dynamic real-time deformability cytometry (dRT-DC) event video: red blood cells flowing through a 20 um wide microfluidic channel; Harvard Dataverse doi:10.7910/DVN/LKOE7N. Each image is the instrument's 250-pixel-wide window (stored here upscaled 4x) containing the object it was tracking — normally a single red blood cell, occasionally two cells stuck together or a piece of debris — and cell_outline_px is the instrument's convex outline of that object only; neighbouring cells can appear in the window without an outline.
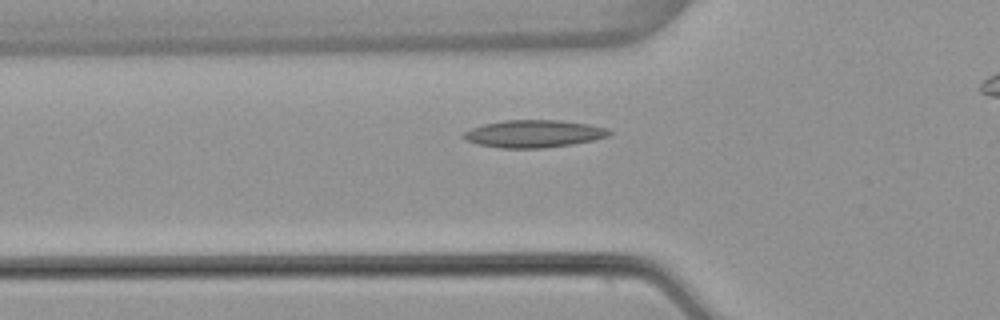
{"species": "common noctule bat (a hibernating species)", "species_latin": "Nyctalus noctula", "temperature_condition": "warm", "stored_images_in_passage": 39, "camera_frame_rate_fps": 3000, "um_per_image_px": 0.085, "animal": {"sex": "female", "body_mass_g": 22.7, "forearm_length_mm": 54.2}, "frame": {"image": 1, "passage_image": 13, "time_ms": 4.0, "image_size_px": [1000, 320], "cell_outline_px": [[612, 132], [608, 136], [592, 140], [572, 144], [544, 148], [500, 148], [480, 144], [464, 140], [460, 136], [464, 132], [472, 128], [484, 124], [504, 120], [560, 120], [588, 124], [608, 128]], "centroid_in_image_um": [45.36, 11.36], "position_along_channel_um": 80.4, "area_um2": 23.29}}
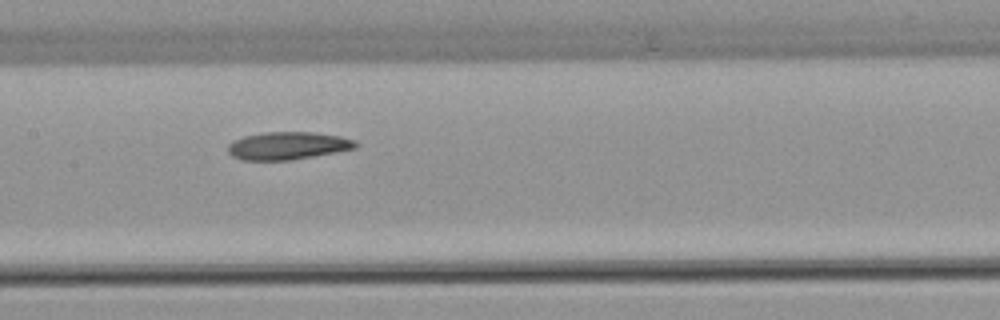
{"frame": {"image": 2, "passage_image": 21, "time_ms": 6.667, "image_size_px": [1000, 320], "cell_outline_px": [[360, 144], [356, 148], [336, 152], [292, 160], [240, 160], [232, 156], [228, 152], [228, 144], [232, 140], [244, 136], [264, 132], [312, 132], [340, 136], [356, 140]], "centroid_in_image_um": [24.46, 12.38], "position_along_channel_um": 182.9, "area_um2": 20.81}}
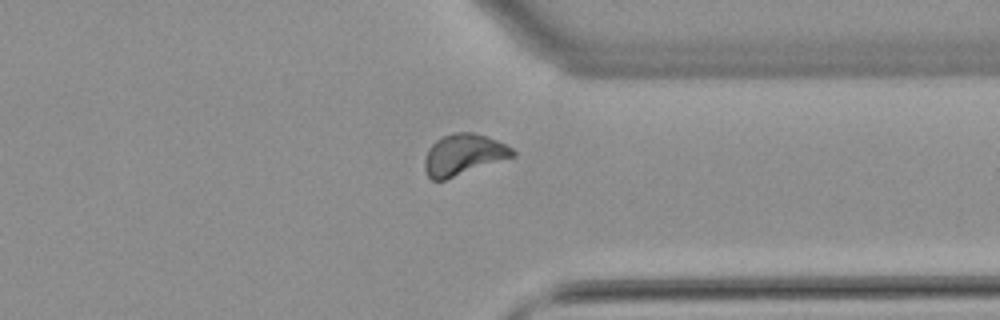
{"frame": {"image": 3, "passage_image": 36, "time_ms": 11.667, "image_size_px": [1000, 320], "cell_outline_px": [[516, 156], [444, 180], [432, 180], [428, 176], [424, 168], [424, 160], [428, 148], [436, 140], [444, 136], [456, 132], [472, 132], [488, 136], [512, 148], [516, 152]], "centroid_in_image_um": [39.39, 13.14], "position_along_channel_um": 372.0, "area_um2": 21.04}}